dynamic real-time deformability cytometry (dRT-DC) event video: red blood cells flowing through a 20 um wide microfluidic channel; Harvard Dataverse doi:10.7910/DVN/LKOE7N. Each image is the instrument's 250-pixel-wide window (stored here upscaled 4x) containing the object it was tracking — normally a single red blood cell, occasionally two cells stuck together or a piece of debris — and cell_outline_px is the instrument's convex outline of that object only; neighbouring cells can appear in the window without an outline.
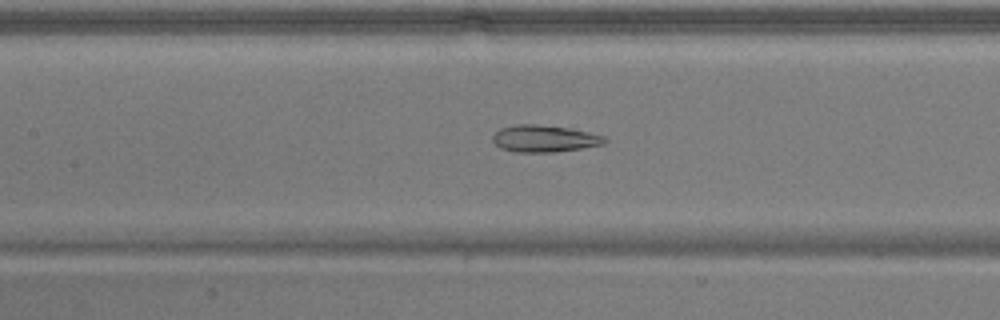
{"species": "common noctule bat (a hibernating species)", "species_latin": "Nyctalus noctula", "temperature_condition": "warm", "stored_images_in_passage": 53, "camera_frame_rate_fps": 3000, "um_per_image_px": 0.085, "animal": {"sex": "male", "body_mass_g": 17.9}, "frame": {"image": 1, "passage_image": 25, "time_ms": 8.0, "image_size_px": [1000, 320], "cell_outline_px": [[608, 140], [604, 144], [556, 152], [512, 152], [500, 148], [492, 140], [492, 136], [500, 128], [516, 124], [536, 124], [572, 128], [604, 136]], "centroid_in_image_um": [46.25, 11.78], "position_along_channel_um": 161.1, "area_um2": 17.69}}
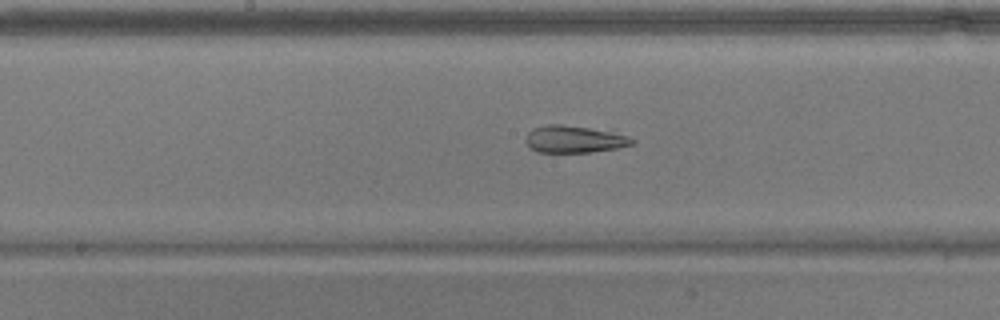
{"frame": {"image": 2, "passage_image": 28, "time_ms": 9.0, "image_size_px": [1000, 320], "cell_outline_px": [[636, 140], [632, 144], [616, 148], [592, 152], [540, 152], [532, 148], [524, 140], [528, 132], [532, 128], [548, 124], [560, 124], [588, 128], [628, 136]], "centroid_in_image_um": [48.77, 11.83], "position_along_channel_um": 199.4, "area_um2": 16.47}}
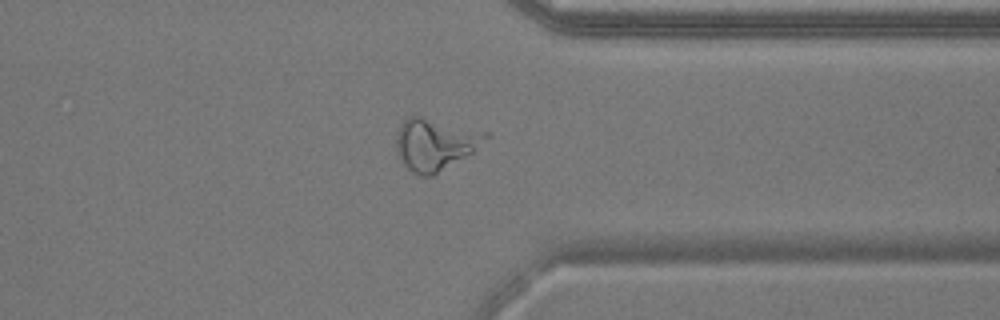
{"frame": {"image": 3, "passage_image": 42, "time_ms": 13.667, "image_size_px": [1000, 320], "cell_outline_px": [[492, 136], [472, 152], [432, 176], [420, 176], [412, 172], [400, 160], [396, 152], [396, 140], [400, 124], [408, 116], [420, 116], [488, 132]], "centroid_in_image_um": [36.97, 12.25], "position_along_channel_um": 374.4, "area_um2": 26.82}}